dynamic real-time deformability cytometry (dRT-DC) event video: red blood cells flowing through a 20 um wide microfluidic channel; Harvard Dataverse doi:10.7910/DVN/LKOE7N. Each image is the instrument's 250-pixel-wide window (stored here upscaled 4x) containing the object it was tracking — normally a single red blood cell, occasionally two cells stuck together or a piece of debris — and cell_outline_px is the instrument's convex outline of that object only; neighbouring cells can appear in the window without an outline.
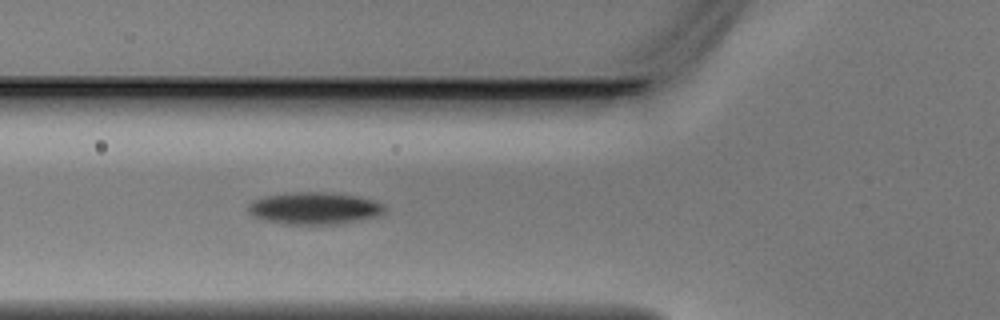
{"species": "Egyptian fruit bat (a non-hibernating species)", "species_latin": "Rousettus aegyptiacus", "temperature_condition": "warm", "stored_images_in_passage": 5, "camera_frame_rate_fps": 3000, "um_per_image_px": 0.085, "animal": {"sex": "male"}, "frame": {"image": 1, "passage_image": 4, "time_ms": 1.0, "image_size_px": [1000, 320], "cell_outline_px": [[388, 208], [384, 212], [376, 216], [336, 224], [292, 224], [268, 220], [252, 216], [248, 212], [248, 204], [252, 200], [268, 196], [300, 192], [320, 192], [356, 196], [372, 200], [384, 204]], "centroid_in_image_um": [26.73, 17.7], "position_along_channel_um": 99.1, "area_um2": 24.97}}